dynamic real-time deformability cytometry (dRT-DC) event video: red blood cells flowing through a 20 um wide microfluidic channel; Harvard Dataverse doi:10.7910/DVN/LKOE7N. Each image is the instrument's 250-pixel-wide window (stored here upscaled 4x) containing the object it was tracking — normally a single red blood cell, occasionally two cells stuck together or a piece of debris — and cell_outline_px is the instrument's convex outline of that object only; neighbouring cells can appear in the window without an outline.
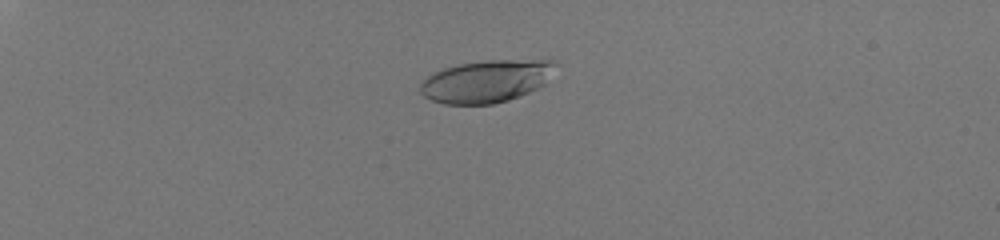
{"species": "human", "species_latin": "Homo sapiens", "temperature_condition": "room temperature", "stored_images_in_passage": 40, "camera_frame_rate_fps": 3000, "um_per_image_px": 0.085, "donor": {"sex": "male"}, "frame": {"image": 1, "passage_image": 1, "time_ms": 0.0, "image_size_px": [1000, 240], "cell_outline_px": [[556, 64], [544, 84], [520, 96], [508, 100], [492, 104], [444, 104], [432, 100], [424, 96], [420, 92], [420, 80], [432, 72], [444, 68], [460, 64], [484, 60], [556, 60]], "centroid_in_image_um": [41.28, 6.9], "position_along_channel_um": 43.7, "area_um2": 33.35}}
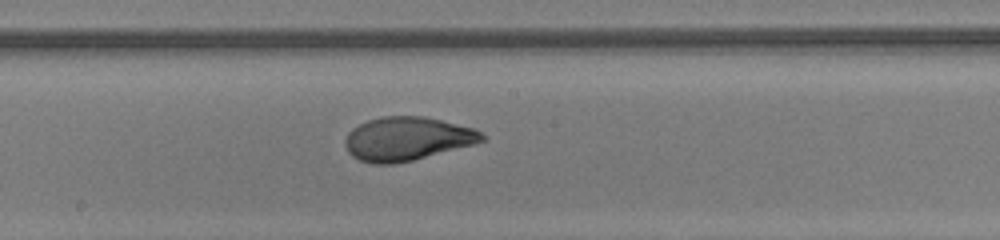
{"frame": {"image": 2, "passage_image": 20, "time_ms": 6.333, "image_size_px": [1000, 240], "cell_outline_px": [[484, 140], [476, 144], [396, 164], [372, 164], [360, 160], [352, 156], [348, 152], [344, 144], [344, 140], [348, 132], [352, 128], [368, 120], [384, 116], [424, 116], [472, 128], [480, 132], [484, 136]], "centroid_in_image_um": [34.56, 11.8], "position_along_channel_um": 213.6, "area_um2": 34.68}}
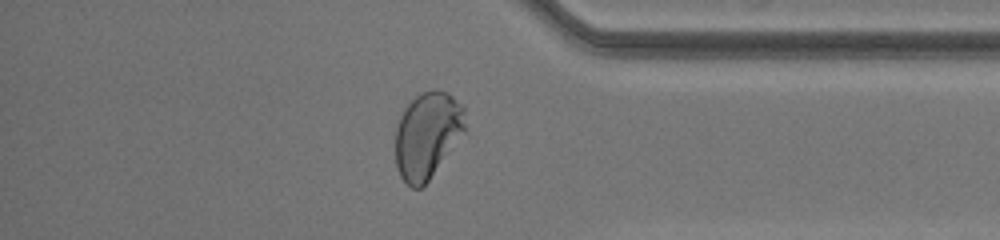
{"frame": {"image": 3, "passage_image": 34, "time_ms": 11.0, "image_size_px": [1000, 240], "cell_outline_px": [[464, 132], [428, 180], [420, 188], [412, 188], [400, 176], [396, 164], [396, 128], [400, 116], [404, 108], [420, 92], [436, 88], [448, 92], [464, 104]], "centroid_in_image_um": [36.32, 11.43], "position_along_channel_um": 398.9, "area_um2": 34.91}, "authors_computed_cell_mechanics": {"area_um2": 34.3621, "velocity_mm_per_s": 4.0824, "shape_relaxation_time_tau1_ms": 5.6422, "shape_relaxation_time_tau2_ms": null, "deformation_change_tau1": 0.2511, "deformation_change_tau2": null}}